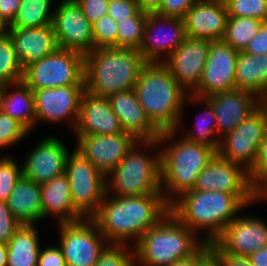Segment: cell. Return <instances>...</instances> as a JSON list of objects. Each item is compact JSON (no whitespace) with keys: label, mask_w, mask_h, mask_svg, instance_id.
Listing matches in <instances>:
<instances>
[{"label":"cell","mask_w":267,"mask_h":266,"mask_svg":"<svg viewBox=\"0 0 267 266\" xmlns=\"http://www.w3.org/2000/svg\"><path fill=\"white\" fill-rule=\"evenodd\" d=\"M169 212L170 205L163 194L110 198L106 192L91 219L109 244H126L135 238L136 245L141 236Z\"/></svg>","instance_id":"1"},{"label":"cell","mask_w":267,"mask_h":266,"mask_svg":"<svg viewBox=\"0 0 267 266\" xmlns=\"http://www.w3.org/2000/svg\"><path fill=\"white\" fill-rule=\"evenodd\" d=\"M134 91L148 119L160 132L178 131L182 107L190 92L177 82L163 62H147Z\"/></svg>","instance_id":"2"},{"label":"cell","mask_w":267,"mask_h":266,"mask_svg":"<svg viewBox=\"0 0 267 266\" xmlns=\"http://www.w3.org/2000/svg\"><path fill=\"white\" fill-rule=\"evenodd\" d=\"M247 207L236 195L220 191L191 190L170 205V212L193 232L208 230L205 243L215 242L226 226Z\"/></svg>","instance_id":"3"},{"label":"cell","mask_w":267,"mask_h":266,"mask_svg":"<svg viewBox=\"0 0 267 266\" xmlns=\"http://www.w3.org/2000/svg\"><path fill=\"white\" fill-rule=\"evenodd\" d=\"M147 62L137 49L99 48L85 55V91L109 97L120 91L134 89Z\"/></svg>","instance_id":"4"},{"label":"cell","mask_w":267,"mask_h":266,"mask_svg":"<svg viewBox=\"0 0 267 266\" xmlns=\"http://www.w3.org/2000/svg\"><path fill=\"white\" fill-rule=\"evenodd\" d=\"M194 237V232L169 212L134 245L135 262L139 266H170L191 257L205 244Z\"/></svg>","instance_id":"5"},{"label":"cell","mask_w":267,"mask_h":266,"mask_svg":"<svg viewBox=\"0 0 267 266\" xmlns=\"http://www.w3.org/2000/svg\"><path fill=\"white\" fill-rule=\"evenodd\" d=\"M176 132L169 130L161 132L158 140L136 142L123 160L106 175L110 178L109 181L106 179V192L109 194L112 191L117 197L162 194L160 152L155 157L148 156L140 152L137 146L140 142L147 148L163 145Z\"/></svg>","instance_id":"6"},{"label":"cell","mask_w":267,"mask_h":266,"mask_svg":"<svg viewBox=\"0 0 267 266\" xmlns=\"http://www.w3.org/2000/svg\"><path fill=\"white\" fill-rule=\"evenodd\" d=\"M182 138L160 152L161 191L169 205L193 190L199 173L217 154L213 147Z\"/></svg>","instance_id":"7"},{"label":"cell","mask_w":267,"mask_h":266,"mask_svg":"<svg viewBox=\"0 0 267 266\" xmlns=\"http://www.w3.org/2000/svg\"><path fill=\"white\" fill-rule=\"evenodd\" d=\"M84 64L85 55L57 48L48 56L26 66L22 80L33 91L66 85H85Z\"/></svg>","instance_id":"8"},{"label":"cell","mask_w":267,"mask_h":266,"mask_svg":"<svg viewBox=\"0 0 267 266\" xmlns=\"http://www.w3.org/2000/svg\"><path fill=\"white\" fill-rule=\"evenodd\" d=\"M65 173L74 208L85 219H91L106 194V175L75 150L67 158Z\"/></svg>","instance_id":"9"},{"label":"cell","mask_w":267,"mask_h":266,"mask_svg":"<svg viewBox=\"0 0 267 266\" xmlns=\"http://www.w3.org/2000/svg\"><path fill=\"white\" fill-rule=\"evenodd\" d=\"M266 128L265 114L258 107L220 139L217 154L250 173L257 162Z\"/></svg>","instance_id":"10"},{"label":"cell","mask_w":267,"mask_h":266,"mask_svg":"<svg viewBox=\"0 0 267 266\" xmlns=\"http://www.w3.org/2000/svg\"><path fill=\"white\" fill-rule=\"evenodd\" d=\"M58 226L59 247L67 266H95L101 252L109 244L97 224L92 219H83L72 223H60Z\"/></svg>","instance_id":"11"},{"label":"cell","mask_w":267,"mask_h":266,"mask_svg":"<svg viewBox=\"0 0 267 266\" xmlns=\"http://www.w3.org/2000/svg\"><path fill=\"white\" fill-rule=\"evenodd\" d=\"M193 190L230 193L236 195L246 206L258 200L249 172L218 154L199 173Z\"/></svg>","instance_id":"12"},{"label":"cell","mask_w":267,"mask_h":266,"mask_svg":"<svg viewBox=\"0 0 267 266\" xmlns=\"http://www.w3.org/2000/svg\"><path fill=\"white\" fill-rule=\"evenodd\" d=\"M239 51L223 40L210 41L207 60L198 86L189 94L207 98L235 90V69Z\"/></svg>","instance_id":"13"},{"label":"cell","mask_w":267,"mask_h":266,"mask_svg":"<svg viewBox=\"0 0 267 266\" xmlns=\"http://www.w3.org/2000/svg\"><path fill=\"white\" fill-rule=\"evenodd\" d=\"M56 11V12H55ZM52 27L58 48L86 55L94 50L93 29L75 0H64L55 9Z\"/></svg>","instance_id":"14"},{"label":"cell","mask_w":267,"mask_h":266,"mask_svg":"<svg viewBox=\"0 0 267 266\" xmlns=\"http://www.w3.org/2000/svg\"><path fill=\"white\" fill-rule=\"evenodd\" d=\"M165 27H168L171 31L168 30L169 32H167ZM186 37L183 19L149 13L145 25L143 41L138 51L146 62L161 63L184 42ZM164 53H166L167 56L164 55ZM162 55L165 57L163 58Z\"/></svg>","instance_id":"15"},{"label":"cell","mask_w":267,"mask_h":266,"mask_svg":"<svg viewBox=\"0 0 267 266\" xmlns=\"http://www.w3.org/2000/svg\"><path fill=\"white\" fill-rule=\"evenodd\" d=\"M77 151L107 175L127 155L138 140L130 133L77 136Z\"/></svg>","instance_id":"16"},{"label":"cell","mask_w":267,"mask_h":266,"mask_svg":"<svg viewBox=\"0 0 267 266\" xmlns=\"http://www.w3.org/2000/svg\"><path fill=\"white\" fill-rule=\"evenodd\" d=\"M85 85H66L56 88L35 89V113L37 122L58 123L70 119L75 129L79 117L80 100Z\"/></svg>","instance_id":"17"},{"label":"cell","mask_w":267,"mask_h":266,"mask_svg":"<svg viewBox=\"0 0 267 266\" xmlns=\"http://www.w3.org/2000/svg\"><path fill=\"white\" fill-rule=\"evenodd\" d=\"M210 41L187 36L184 42L163 62L171 75L188 92L199 84L207 60Z\"/></svg>","instance_id":"18"},{"label":"cell","mask_w":267,"mask_h":266,"mask_svg":"<svg viewBox=\"0 0 267 266\" xmlns=\"http://www.w3.org/2000/svg\"><path fill=\"white\" fill-rule=\"evenodd\" d=\"M228 17L227 7L221 0H198L183 18L186 36L222 40Z\"/></svg>","instance_id":"19"},{"label":"cell","mask_w":267,"mask_h":266,"mask_svg":"<svg viewBox=\"0 0 267 266\" xmlns=\"http://www.w3.org/2000/svg\"><path fill=\"white\" fill-rule=\"evenodd\" d=\"M216 242L227 253L248 257L267 247V223L257 217L238 216L226 226Z\"/></svg>","instance_id":"20"},{"label":"cell","mask_w":267,"mask_h":266,"mask_svg":"<svg viewBox=\"0 0 267 266\" xmlns=\"http://www.w3.org/2000/svg\"><path fill=\"white\" fill-rule=\"evenodd\" d=\"M69 152L61 141L46 137L21 167L22 176L40 185L65 172Z\"/></svg>","instance_id":"21"},{"label":"cell","mask_w":267,"mask_h":266,"mask_svg":"<svg viewBox=\"0 0 267 266\" xmlns=\"http://www.w3.org/2000/svg\"><path fill=\"white\" fill-rule=\"evenodd\" d=\"M74 132L77 136H83L115 135L124 131L119 119L112 111L109 98L84 91Z\"/></svg>","instance_id":"22"},{"label":"cell","mask_w":267,"mask_h":266,"mask_svg":"<svg viewBox=\"0 0 267 266\" xmlns=\"http://www.w3.org/2000/svg\"><path fill=\"white\" fill-rule=\"evenodd\" d=\"M205 99L214 109L217 134L221 138L259 107V98L243 90L218 92Z\"/></svg>","instance_id":"23"},{"label":"cell","mask_w":267,"mask_h":266,"mask_svg":"<svg viewBox=\"0 0 267 266\" xmlns=\"http://www.w3.org/2000/svg\"><path fill=\"white\" fill-rule=\"evenodd\" d=\"M108 98L124 132L132 134L138 141L158 140L161 132L148 119L134 89L120 91Z\"/></svg>","instance_id":"24"},{"label":"cell","mask_w":267,"mask_h":266,"mask_svg":"<svg viewBox=\"0 0 267 266\" xmlns=\"http://www.w3.org/2000/svg\"><path fill=\"white\" fill-rule=\"evenodd\" d=\"M8 35L23 68L48 56L58 48L52 25L38 28L9 29Z\"/></svg>","instance_id":"25"},{"label":"cell","mask_w":267,"mask_h":266,"mask_svg":"<svg viewBox=\"0 0 267 266\" xmlns=\"http://www.w3.org/2000/svg\"><path fill=\"white\" fill-rule=\"evenodd\" d=\"M43 218L58 217L60 223H72L85 219L72 202L69 179L64 172L41 185Z\"/></svg>","instance_id":"26"},{"label":"cell","mask_w":267,"mask_h":266,"mask_svg":"<svg viewBox=\"0 0 267 266\" xmlns=\"http://www.w3.org/2000/svg\"><path fill=\"white\" fill-rule=\"evenodd\" d=\"M7 204L20 224H35L43 218L41 185L21 176L10 193Z\"/></svg>","instance_id":"27"},{"label":"cell","mask_w":267,"mask_h":266,"mask_svg":"<svg viewBox=\"0 0 267 266\" xmlns=\"http://www.w3.org/2000/svg\"><path fill=\"white\" fill-rule=\"evenodd\" d=\"M9 87L15 89L11 94H7ZM0 111L30 131L37 122L33 90L23 80L0 86Z\"/></svg>","instance_id":"28"},{"label":"cell","mask_w":267,"mask_h":266,"mask_svg":"<svg viewBox=\"0 0 267 266\" xmlns=\"http://www.w3.org/2000/svg\"><path fill=\"white\" fill-rule=\"evenodd\" d=\"M235 89L260 98L267 89V54L249 55L239 52L235 69Z\"/></svg>","instance_id":"29"},{"label":"cell","mask_w":267,"mask_h":266,"mask_svg":"<svg viewBox=\"0 0 267 266\" xmlns=\"http://www.w3.org/2000/svg\"><path fill=\"white\" fill-rule=\"evenodd\" d=\"M7 247V266H37L41 249L34 225H21Z\"/></svg>","instance_id":"30"},{"label":"cell","mask_w":267,"mask_h":266,"mask_svg":"<svg viewBox=\"0 0 267 266\" xmlns=\"http://www.w3.org/2000/svg\"><path fill=\"white\" fill-rule=\"evenodd\" d=\"M52 0H21L9 29L38 28L52 25Z\"/></svg>","instance_id":"31"},{"label":"cell","mask_w":267,"mask_h":266,"mask_svg":"<svg viewBox=\"0 0 267 266\" xmlns=\"http://www.w3.org/2000/svg\"><path fill=\"white\" fill-rule=\"evenodd\" d=\"M263 21L252 17H228L223 41L241 52L258 33Z\"/></svg>","instance_id":"32"},{"label":"cell","mask_w":267,"mask_h":266,"mask_svg":"<svg viewBox=\"0 0 267 266\" xmlns=\"http://www.w3.org/2000/svg\"><path fill=\"white\" fill-rule=\"evenodd\" d=\"M148 14L140 10L135 16L116 21L118 25L117 48L139 50L143 41Z\"/></svg>","instance_id":"33"},{"label":"cell","mask_w":267,"mask_h":266,"mask_svg":"<svg viewBox=\"0 0 267 266\" xmlns=\"http://www.w3.org/2000/svg\"><path fill=\"white\" fill-rule=\"evenodd\" d=\"M188 99H190L189 101L194 100L195 102H204V104L206 103L207 107L206 111H204L206 116H203L202 122H195L197 132H190V134L187 133L184 138L194 143H200L213 147L217 151L219 148L220 139H216L217 137L214 136V134L217 135V121L212 105L206 99L198 98L191 94H189ZM209 118L213 124L209 122L210 120L208 121Z\"/></svg>","instance_id":"34"},{"label":"cell","mask_w":267,"mask_h":266,"mask_svg":"<svg viewBox=\"0 0 267 266\" xmlns=\"http://www.w3.org/2000/svg\"><path fill=\"white\" fill-rule=\"evenodd\" d=\"M23 74L24 68L16 56L10 36L0 37V86L21 81Z\"/></svg>","instance_id":"35"},{"label":"cell","mask_w":267,"mask_h":266,"mask_svg":"<svg viewBox=\"0 0 267 266\" xmlns=\"http://www.w3.org/2000/svg\"><path fill=\"white\" fill-rule=\"evenodd\" d=\"M117 22L106 14L93 25L94 50L99 48H117Z\"/></svg>","instance_id":"36"},{"label":"cell","mask_w":267,"mask_h":266,"mask_svg":"<svg viewBox=\"0 0 267 266\" xmlns=\"http://www.w3.org/2000/svg\"><path fill=\"white\" fill-rule=\"evenodd\" d=\"M229 17H252L267 20V0H228L225 3Z\"/></svg>","instance_id":"37"},{"label":"cell","mask_w":267,"mask_h":266,"mask_svg":"<svg viewBox=\"0 0 267 266\" xmlns=\"http://www.w3.org/2000/svg\"><path fill=\"white\" fill-rule=\"evenodd\" d=\"M129 251L126 244H108L95 266H136L134 246L133 250Z\"/></svg>","instance_id":"38"},{"label":"cell","mask_w":267,"mask_h":266,"mask_svg":"<svg viewBox=\"0 0 267 266\" xmlns=\"http://www.w3.org/2000/svg\"><path fill=\"white\" fill-rule=\"evenodd\" d=\"M21 176L22 168L17 166L14 158H0V201H7Z\"/></svg>","instance_id":"39"},{"label":"cell","mask_w":267,"mask_h":266,"mask_svg":"<svg viewBox=\"0 0 267 266\" xmlns=\"http://www.w3.org/2000/svg\"><path fill=\"white\" fill-rule=\"evenodd\" d=\"M28 132L20 122L0 111V148L15 144L29 134Z\"/></svg>","instance_id":"40"},{"label":"cell","mask_w":267,"mask_h":266,"mask_svg":"<svg viewBox=\"0 0 267 266\" xmlns=\"http://www.w3.org/2000/svg\"><path fill=\"white\" fill-rule=\"evenodd\" d=\"M249 174L252 188L258 193L267 184V128L261 142L257 162Z\"/></svg>","instance_id":"41"},{"label":"cell","mask_w":267,"mask_h":266,"mask_svg":"<svg viewBox=\"0 0 267 266\" xmlns=\"http://www.w3.org/2000/svg\"><path fill=\"white\" fill-rule=\"evenodd\" d=\"M21 225L14 218L7 201H0V244H8Z\"/></svg>","instance_id":"42"},{"label":"cell","mask_w":267,"mask_h":266,"mask_svg":"<svg viewBox=\"0 0 267 266\" xmlns=\"http://www.w3.org/2000/svg\"><path fill=\"white\" fill-rule=\"evenodd\" d=\"M140 8L135 0H109L107 14L117 20L135 16Z\"/></svg>","instance_id":"43"},{"label":"cell","mask_w":267,"mask_h":266,"mask_svg":"<svg viewBox=\"0 0 267 266\" xmlns=\"http://www.w3.org/2000/svg\"><path fill=\"white\" fill-rule=\"evenodd\" d=\"M198 0H163L156 14L183 19L187 11Z\"/></svg>","instance_id":"44"},{"label":"cell","mask_w":267,"mask_h":266,"mask_svg":"<svg viewBox=\"0 0 267 266\" xmlns=\"http://www.w3.org/2000/svg\"><path fill=\"white\" fill-rule=\"evenodd\" d=\"M84 16L93 25L99 18L107 14L109 0H75Z\"/></svg>","instance_id":"45"},{"label":"cell","mask_w":267,"mask_h":266,"mask_svg":"<svg viewBox=\"0 0 267 266\" xmlns=\"http://www.w3.org/2000/svg\"><path fill=\"white\" fill-rule=\"evenodd\" d=\"M249 55L267 54V20L263 21L258 33L243 51Z\"/></svg>","instance_id":"46"},{"label":"cell","mask_w":267,"mask_h":266,"mask_svg":"<svg viewBox=\"0 0 267 266\" xmlns=\"http://www.w3.org/2000/svg\"><path fill=\"white\" fill-rule=\"evenodd\" d=\"M37 266H67L60 247H47L40 250Z\"/></svg>","instance_id":"47"},{"label":"cell","mask_w":267,"mask_h":266,"mask_svg":"<svg viewBox=\"0 0 267 266\" xmlns=\"http://www.w3.org/2000/svg\"><path fill=\"white\" fill-rule=\"evenodd\" d=\"M210 246L221 258L223 266H254L249 257L227 253L216 241L212 242Z\"/></svg>","instance_id":"48"},{"label":"cell","mask_w":267,"mask_h":266,"mask_svg":"<svg viewBox=\"0 0 267 266\" xmlns=\"http://www.w3.org/2000/svg\"><path fill=\"white\" fill-rule=\"evenodd\" d=\"M197 266H223V263L210 244L205 243L197 251Z\"/></svg>","instance_id":"49"},{"label":"cell","mask_w":267,"mask_h":266,"mask_svg":"<svg viewBox=\"0 0 267 266\" xmlns=\"http://www.w3.org/2000/svg\"><path fill=\"white\" fill-rule=\"evenodd\" d=\"M21 0H0V16L9 25L20 7Z\"/></svg>","instance_id":"50"},{"label":"cell","mask_w":267,"mask_h":266,"mask_svg":"<svg viewBox=\"0 0 267 266\" xmlns=\"http://www.w3.org/2000/svg\"><path fill=\"white\" fill-rule=\"evenodd\" d=\"M140 8L147 13H156L163 0H135Z\"/></svg>","instance_id":"51"},{"label":"cell","mask_w":267,"mask_h":266,"mask_svg":"<svg viewBox=\"0 0 267 266\" xmlns=\"http://www.w3.org/2000/svg\"><path fill=\"white\" fill-rule=\"evenodd\" d=\"M248 257L254 266H267V247L254 251Z\"/></svg>","instance_id":"52"},{"label":"cell","mask_w":267,"mask_h":266,"mask_svg":"<svg viewBox=\"0 0 267 266\" xmlns=\"http://www.w3.org/2000/svg\"><path fill=\"white\" fill-rule=\"evenodd\" d=\"M170 266H197V252L191 257L175 261Z\"/></svg>","instance_id":"53"},{"label":"cell","mask_w":267,"mask_h":266,"mask_svg":"<svg viewBox=\"0 0 267 266\" xmlns=\"http://www.w3.org/2000/svg\"><path fill=\"white\" fill-rule=\"evenodd\" d=\"M7 244H0V266H7Z\"/></svg>","instance_id":"54"},{"label":"cell","mask_w":267,"mask_h":266,"mask_svg":"<svg viewBox=\"0 0 267 266\" xmlns=\"http://www.w3.org/2000/svg\"><path fill=\"white\" fill-rule=\"evenodd\" d=\"M259 108L264 112L267 124V95H263L259 98Z\"/></svg>","instance_id":"55"},{"label":"cell","mask_w":267,"mask_h":266,"mask_svg":"<svg viewBox=\"0 0 267 266\" xmlns=\"http://www.w3.org/2000/svg\"><path fill=\"white\" fill-rule=\"evenodd\" d=\"M9 32V25L7 22L0 16V37L7 35Z\"/></svg>","instance_id":"56"},{"label":"cell","mask_w":267,"mask_h":266,"mask_svg":"<svg viewBox=\"0 0 267 266\" xmlns=\"http://www.w3.org/2000/svg\"><path fill=\"white\" fill-rule=\"evenodd\" d=\"M258 200L267 197V184L257 193Z\"/></svg>","instance_id":"57"}]
</instances>
